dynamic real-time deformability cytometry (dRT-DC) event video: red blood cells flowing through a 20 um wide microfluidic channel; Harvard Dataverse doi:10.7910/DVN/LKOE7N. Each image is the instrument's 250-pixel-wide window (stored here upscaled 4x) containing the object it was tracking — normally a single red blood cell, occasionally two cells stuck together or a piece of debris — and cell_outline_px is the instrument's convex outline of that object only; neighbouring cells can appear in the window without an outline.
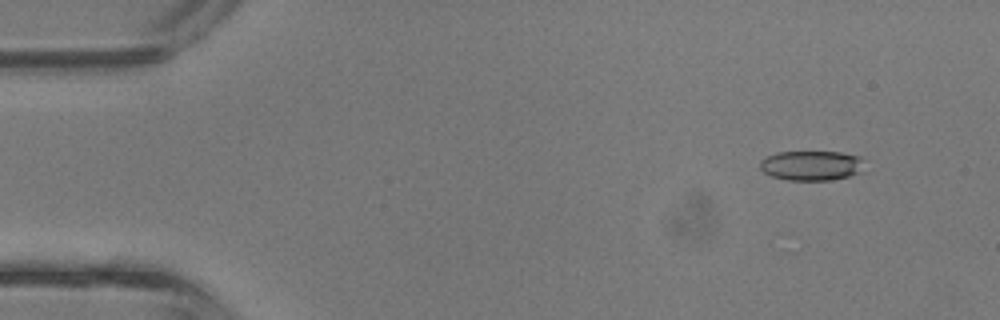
{"species": "common noctule bat (a hibernating species)", "species_latin": "Nyctalus noctula", "temperature_condition": "room temperature", "stored_images_in_passage": 4, "camera_frame_rate_fps": 3000, "um_per_image_px": 0.085, "animal": {"sex": "male", "body_mass_g": 13.3}, "frame": {"image": 1, "passage_image": 2, "time_ms": 0.333, "image_size_px": [1000, 320], "cell_outline_px": [[864, 172], [832, 180], [788, 180], [772, 176], [764, 172], [760, 168], [760, 160], [764, 156], [776, 152], [840, 152], [860, 156]], "centroid_in_image_um": [68.96, 14.07], "position_along_channel_um": 16.0, "area_um2": 18.26}}
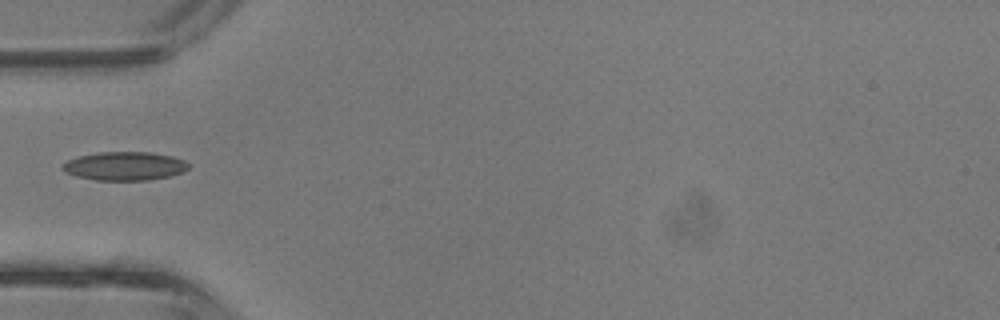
{"frame": {"image": 2, "passage_image": 4, "time_ms": 1.0, "image_size_px": [1000, 320], "cell_outline_px": [[188, 168], [180, 172], [168, 176], [148, 180], [96, 180], [76, 176], [64, 172], [60, 168], [68, 160], [76, 156], [100, 152], [148, 152], [172, 156], [184, 160], [188, 164]], "centroid_in_image_um": [10.54, 14.11], "position_along_channel_um": 74.5, "area_um2": 20.87}}